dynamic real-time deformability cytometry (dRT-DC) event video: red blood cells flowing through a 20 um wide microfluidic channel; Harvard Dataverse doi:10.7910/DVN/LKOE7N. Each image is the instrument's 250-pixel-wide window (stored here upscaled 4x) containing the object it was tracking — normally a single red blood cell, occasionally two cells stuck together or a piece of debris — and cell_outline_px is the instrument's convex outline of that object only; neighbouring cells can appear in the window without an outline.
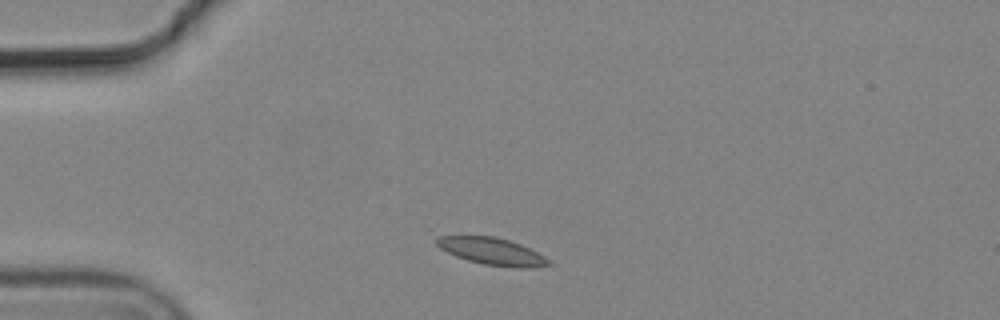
{"species": "common noctule bat (a hibernating species)", "species_latin": "Nyctalus noctula", "temperature_condition": "cold", "stored_images_in_passage": 2, "camera_frame_rate_fps": 3000, "um_per_image_px": 0.085, "animal": {"sex": "male", "body_mass_g": 19.2, "forearm_length_mm": 51.8}, "frame": {"image": 1, "passage_image": 1, "time_ms": 0.0, "image_size_px": [1000, 320], "cell_outline_px": [[552, 264], [536, 268], [516, 268], [484, 264], [468, 260], [456, 256], [440, 248], [436, 244], [436, 236], [492, 236], [508, 240], [520, 244], [544, 256]], "centroid_in_image_um": [41.83, 21.37], "position_along_channel_um": 43.2, "area_um2": 17.51}}